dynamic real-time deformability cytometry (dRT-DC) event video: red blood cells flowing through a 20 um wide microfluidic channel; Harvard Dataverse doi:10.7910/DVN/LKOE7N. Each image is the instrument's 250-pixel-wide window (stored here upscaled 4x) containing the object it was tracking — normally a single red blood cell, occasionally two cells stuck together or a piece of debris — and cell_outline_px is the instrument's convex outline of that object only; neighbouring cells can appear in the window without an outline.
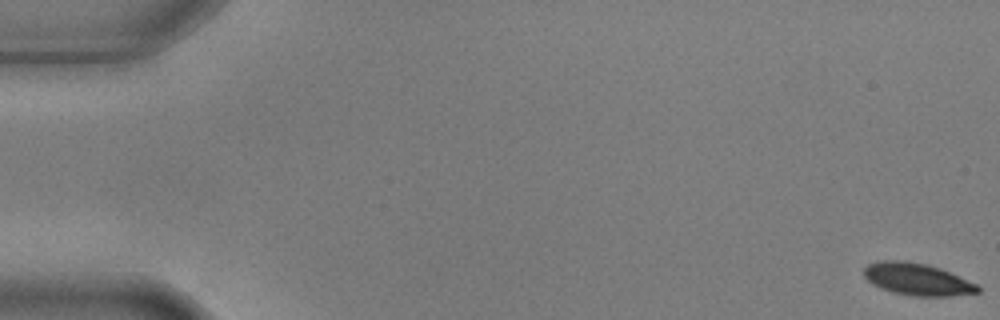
{"species": "common noctule bat (a hibernating species)", "species_latin": "Nyctalus noctula", "temperature_condition": "warm", "stored_images_in_passage": 5, "camera_frame_rate_fps": 3000, "um_per_image_px": 0.085, "animal": {"sex": "male", "body_mass_g": 17.9, "forearm_length_mm": 54.2}, "frame": {"image": 1, "passage_image": 1, "time_ms": 0.0, "image_size_px": [1000, 320], "cell_outline_px": [[980, 292], [948, 296], [912, 296], [892, 292], [880, 288], [872, 284], [864, 276], [864, 268], [868, 264], [880, 260], [904, 260], [924, 264], [940, 268], [976, 284], [980, 288]], "centroid_in_image_um": [77.92, 23.74], "position_along_channel_um": 7.1, "area_um2": 21.15}}